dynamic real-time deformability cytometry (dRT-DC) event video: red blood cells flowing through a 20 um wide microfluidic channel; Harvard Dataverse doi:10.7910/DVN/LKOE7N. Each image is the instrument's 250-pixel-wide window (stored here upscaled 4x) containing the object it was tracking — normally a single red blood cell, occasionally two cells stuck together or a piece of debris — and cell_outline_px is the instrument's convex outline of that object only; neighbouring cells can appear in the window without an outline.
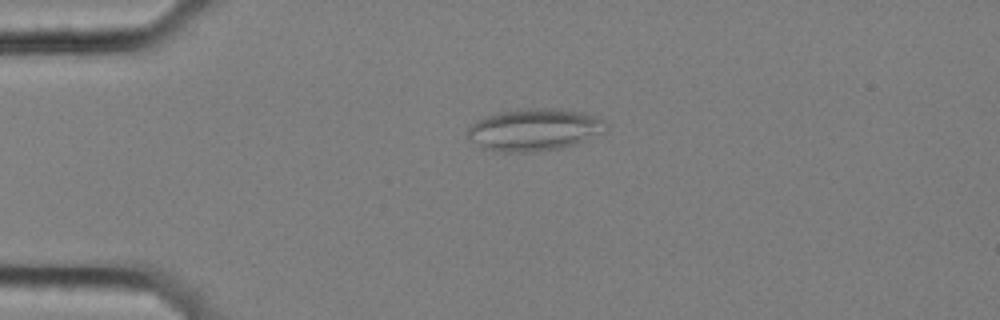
{"species": "common noctule bat (a hibernating species)", "species_latin": "Nyctalus noctula", "temperature_condition": "cold", "stored_images_in_passage": 58, "segment_of_instrument_passage": [1, 2], "camera_frame_rate_fps": 3000, "um_per_image_px": 0.085, "animal": {"sex": "female", "body_mass_g": 25.1}, "frame": {"image": 1, "passage_image": 14, "time_ms": 4.333, "image_size_px": [1000, 320], "cell_outline_px": [[608, 128], [604, 132], [576, 144], [560, 148], [532, 152], [500, 152], [480, 148], [468, 140], [468, 128], [476, 120], [484, 116], [496, 112], [516, 108], [560, 108], [584, 112], [604, 120], [608, 124]], "centroid_in_image_um": [45.39, 11.01], "position_along_channel_um": 39.6, "area_um2": 34.74}}